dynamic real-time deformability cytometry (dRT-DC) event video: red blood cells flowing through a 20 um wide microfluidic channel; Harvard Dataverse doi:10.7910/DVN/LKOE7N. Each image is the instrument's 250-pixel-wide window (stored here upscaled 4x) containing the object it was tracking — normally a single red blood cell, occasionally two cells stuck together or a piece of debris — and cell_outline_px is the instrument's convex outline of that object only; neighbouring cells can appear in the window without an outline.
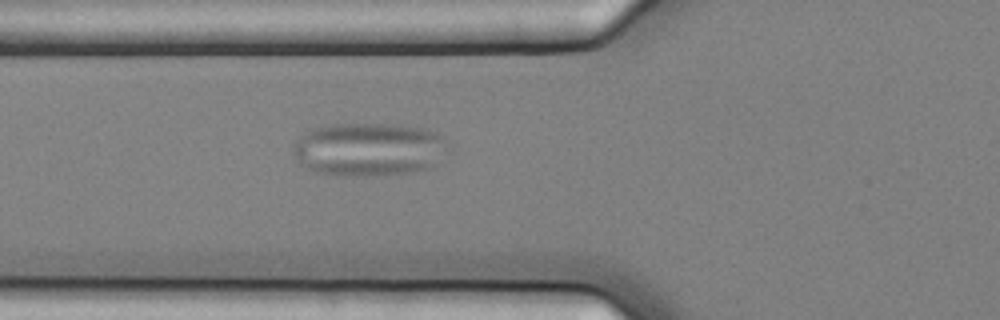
{"species": "common noctule bat (a hibernating species)", "species_latin": "Nyctalus noctula", "temperature_condition": "cold", "stored_images_in_passage": 7, "camera_frame_rate_fps": 3000, "um_per_image_px": 0.085, "animal": {"sex": "female", "body_mass_g": 25.1}, "frame": {"image": 1, "passage_image": 7, "time_ms": 2.0, "image_size_px": [1000, 320], "cell_outline_px": [[440, 136], [428, 168], [412, 172], [376, 176], [356, 176], [316, 172], [300, 164], [292, 152], [292, 144], [304, 132], [312, 128], [332, 124], [400, 124], [420, 128], [436, 132]], "centroid_in_image_um": [31.09, 12.68], "position_along_channel_um": 94.7, "area_um2": 46.64}}